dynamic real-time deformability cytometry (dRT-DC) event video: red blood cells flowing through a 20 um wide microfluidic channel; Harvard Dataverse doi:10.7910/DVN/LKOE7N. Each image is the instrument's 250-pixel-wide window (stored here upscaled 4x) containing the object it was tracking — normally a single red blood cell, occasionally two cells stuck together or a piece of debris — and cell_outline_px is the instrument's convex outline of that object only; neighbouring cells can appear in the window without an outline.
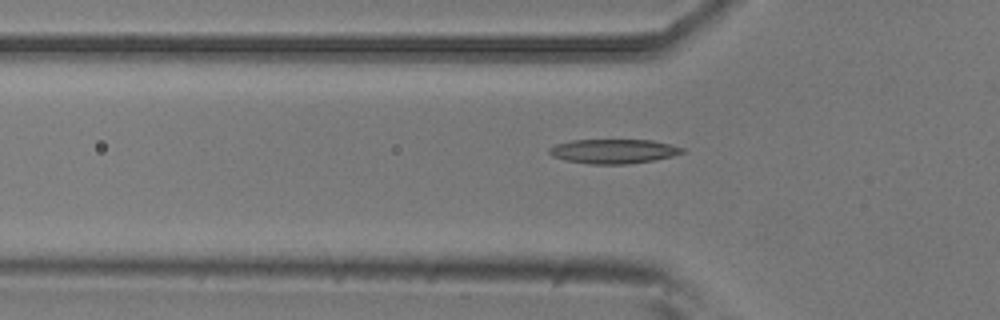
{"species": "common noctule bat (a hibernating species)", "species_latin": "Nyctalus noctula", "temperature_condition": "room temperature", "stored_images_in_passage": 41, "camera_frame_rate_fps": 3000, "um_per_image_px": 0.085, "animal": {"sex": "male", "body_mass_g": 20.5, "forearm_length_mm": 52.5}, "frame": {"image": 1, "passage_image": 11, "time_ms": 3.333, "image_size_px": [1000, 320], "cell_outline_px": [[684, 152], [672, 156], [652, 160], [628, 164], [588, 164], [564, 160], [552, 156], [548, 152], [548, 148], [556, 144], [572, 140], [652, 140], [684, 148]], "centroid_in_image_um": [52.1, 12.86], "position_along_channel_um": 73.7, "area_um2": 18.84}}
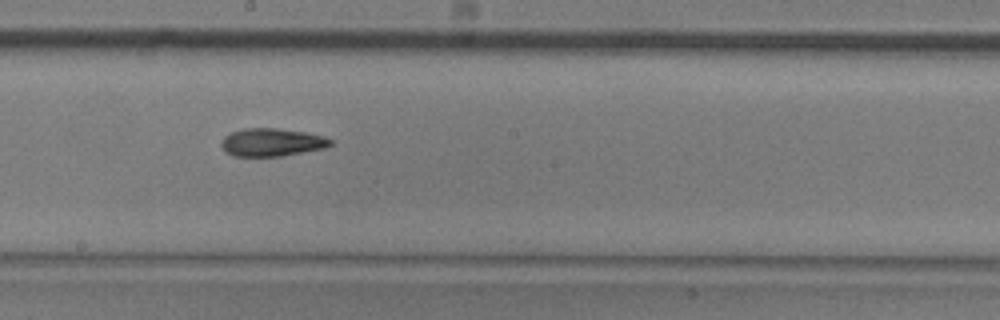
{"frame": {"image": 2, "passage_image": 23, "time_ms": 7.333, "image_size_px": [1000, 320], "cell_outline_px": [[332, 144], [324, 148], [280, 156], [232, 156], [224, 152], [220, 144], [224, 136], [232, 132], [244, 128], [276, 128], [304, 132], [324, 136], [332, 140]], "centroid_in_image_um": [23.06, 12.09], "position_along_channel_um": 225.1, "area_um2": 17.74}}
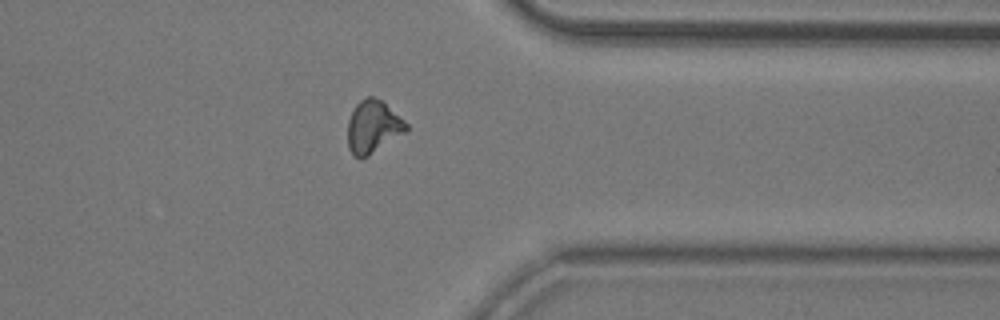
{"frame": {"image": 3, "passage_image": 36, "time_ms": 11.667, "image_size_px": [1000, 320], "cell_outline_px": [[408, 132], [368, 156], [360, 160], [352, 156], [348, 148], [348, 120], [356, 104], [360, 100], [368, 96], [372, 96], [380, 100], [404, 120], [408, 124]], "centroid_in_image_um": [31.71, 10.82], "position_along_channel_um": 379.7, "area_um2": 18.15}, "authors_computed_cell_mechanics": {"area_um2": 17.8024, "velocity_mm_per_s": 3.7543, "shape_relaxation_time_tau1_ms": 7.5081, "shape_relaxation_time_tau2_ms": 9.6604, "deformation_change_tau1": 0.1863, "deformation_change_tau2": 0.1625}}